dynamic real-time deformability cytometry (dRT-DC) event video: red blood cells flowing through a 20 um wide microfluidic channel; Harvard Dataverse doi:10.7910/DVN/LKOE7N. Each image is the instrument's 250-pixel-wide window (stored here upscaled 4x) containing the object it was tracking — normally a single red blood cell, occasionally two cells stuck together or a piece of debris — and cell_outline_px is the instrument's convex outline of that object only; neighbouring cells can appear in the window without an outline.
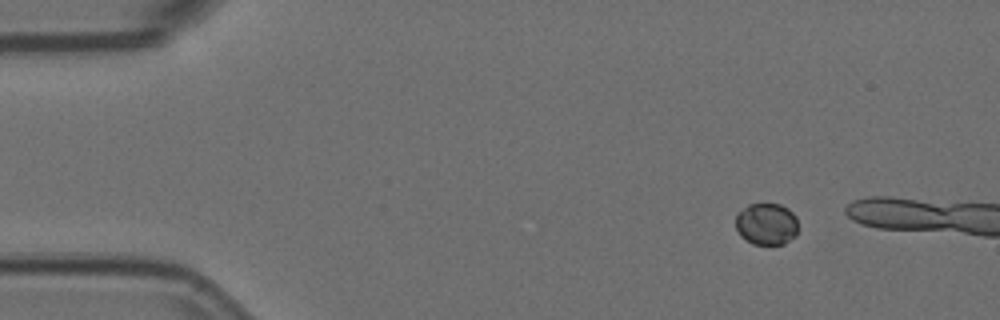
{"species": "Egyptian fruit bat (a non-hibernating species)", "species_latin": "Rousettus aegyptiacus", "temperature_condition": "room temperature", "stored_images_in_passage": 4, "camera_frame_rate_fps": 3000, "um_per_image_px": 0.085, "animal": {"sex": "female"}, "frame": {"image": 1, "passage_image": 1, "time_ms": 0.0, "image_size_px": [1000, 320], "cell_outline_px": [[796, 236], [784, 244], [752, 244], [740, 236], [736, 228], [736, 216], [748, 204], [780, 204], [788, 208], [796, 216]], "centroid_in_image_um": [65.15, 19.05], "position_along_channel_um": 19.8, "area_um2": 15.2}}